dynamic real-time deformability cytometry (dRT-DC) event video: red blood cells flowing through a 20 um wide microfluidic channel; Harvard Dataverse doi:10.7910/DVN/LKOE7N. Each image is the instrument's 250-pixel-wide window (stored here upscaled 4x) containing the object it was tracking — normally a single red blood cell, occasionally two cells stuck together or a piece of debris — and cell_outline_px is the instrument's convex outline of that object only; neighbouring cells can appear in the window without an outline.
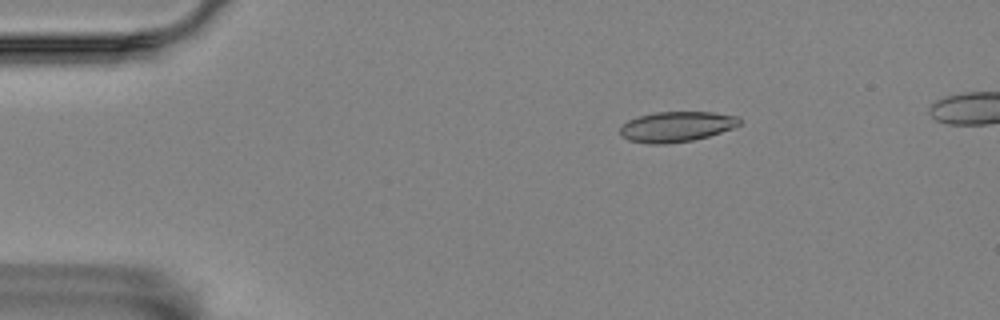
{"species": "Egyptian fruit bat (a non-hibernating species)", "species_latin": "Rousettus aegyptiacus", "temperature_condition": "room temperature", "stored_images_in_passage": 6, "camera_frame_rate_fps": 3000, "um_per_image_px": 0.085, "animal": {"sex": "female"}, "frame": {"image": 1, "passage_image": 3, "time_ms": 0.667, "image_size_px": [1000, 320], "cell_outline_px": [[740, 124], [732, 128], [708, 136], [692, 140], [668, 144], [648, 144], [628, 140], [620, 136], [620, 128], [628, 120], [640, 116], [656, 112], [712, 112], [736, 116], [740, 120]], "centroid_in_image_um": [57.46, 10.77], "position_along_channel_um": 27.5, "area_um2": 20.98}}